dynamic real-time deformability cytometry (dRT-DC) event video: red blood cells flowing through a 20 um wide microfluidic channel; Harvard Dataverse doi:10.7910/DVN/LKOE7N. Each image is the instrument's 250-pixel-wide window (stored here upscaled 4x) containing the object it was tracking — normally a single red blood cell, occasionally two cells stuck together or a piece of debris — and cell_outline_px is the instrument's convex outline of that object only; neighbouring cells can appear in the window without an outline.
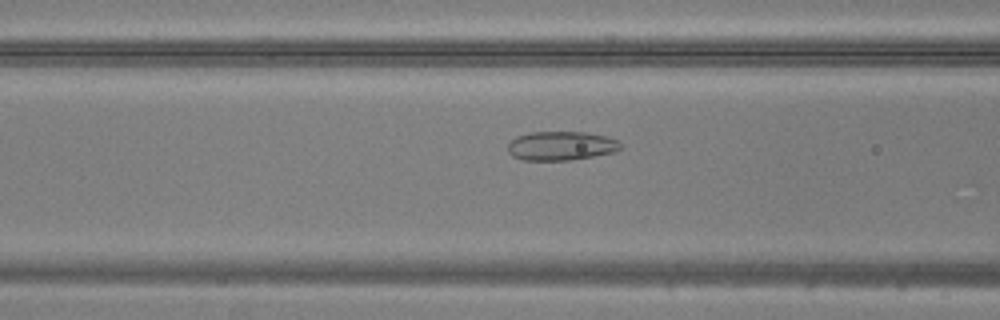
{"species": "common noctule bat (a hibernating species)", "species_latin": "Nyctalus noctula", "temperature_condition": "warm", "stored_images_in_passage": 37, "camera_frame_rate_fps": 3000, "um_per_image_px": 0.085, "animal": {"sex": "male", "body_mass_g": 20.5, "forearm_length_mm": 52.5}, "frame": {"image": 1, "passage_image": 7, "time_ms": 2.0, "image_size_px": [1000, 320], "cell_outline_px": [[624, 148], [616, 152], [568, 160], [524, 160], [512, 156], [508, 152], [508, 144], [516, 136], [532, 132], [584, 132], [608, 136], [616, 140]], "centroid_in_image_um": [47.71, 12.39], "position_along_channel_um": 118.9, "area_um2": 19.07}}
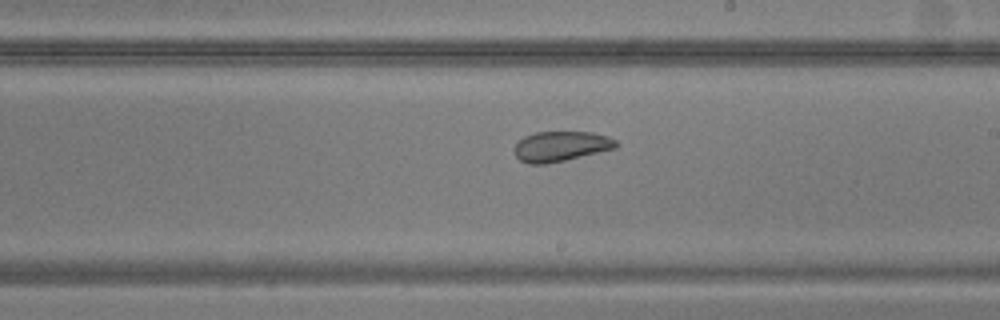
{"frame": {"image": 2, "passage_image": 16, "time_ms": 5.0, "image_size_px": [1000, 320], "cell_outline_px": [[620, 144], [616, 148], [564, 160], [544, 164], [528, 164], [520, 160], [516, 156], [512, 148], [524, 136], [536, 132], [592, 132], [608, 136], [616, 140]], "centroid_in_image_um": [47.67, 12.43], "position_along_channel_um": 241.3, "area_um2": 17.86}}
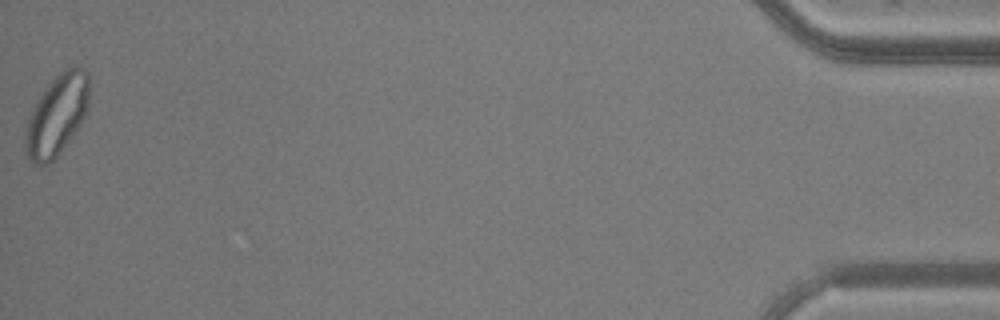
{"frame": {"image": 3, "passage_image": 37, "time_ms": 12.0, "image_size_px": [1000, 320], "cell_outline_px": [[88, 104], [84, 116], [80, 124], [56, 156], [48, 164], [36, 164], [28, 156], [24, 148], [24, 132], [28, 120], [44, 88], [64, 68], [76, 64], [84, 68], [88, 72]], "centroid_in_image_um": [4.83, 9.73], "position_along_channel_um": 430.4, "area_um2": 29.54}}